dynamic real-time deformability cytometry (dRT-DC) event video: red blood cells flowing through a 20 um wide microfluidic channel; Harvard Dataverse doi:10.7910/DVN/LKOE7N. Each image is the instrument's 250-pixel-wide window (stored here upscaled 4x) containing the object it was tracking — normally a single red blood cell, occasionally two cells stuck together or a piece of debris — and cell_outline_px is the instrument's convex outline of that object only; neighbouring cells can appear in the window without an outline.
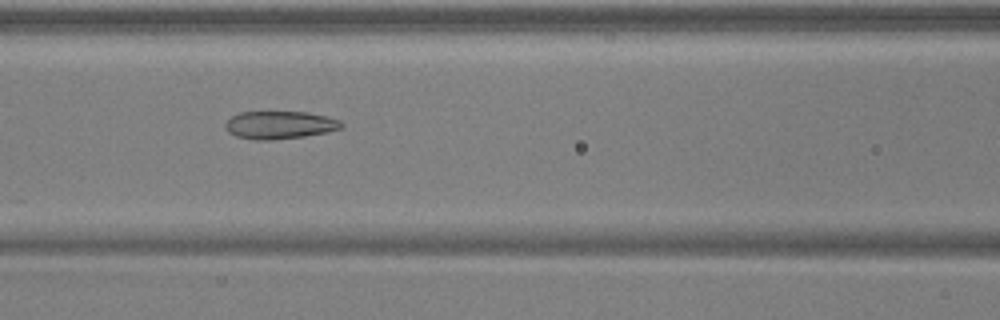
{"species": "common noctule bat (a hibernating species)", "species_latin": "Nyctalus noctula", "temperature_condition": "warm", "stored_images_in_passage": 36, "camera_frame_rate_fps": 3000, "um_per_image_px": 0.085, "animal": {"sex": "male", "body_mass_g": 17.9, "forearm_length_mm": 54.2}, "frame": {"image": 1, "passage_image": 7, "time_ms": 2.0, "image_size_px": [1000, 320], "cell_outline_px": [[344, 128], [328, 132], [304, 136], [272, 140], [256, 140], [236, 136], [228, 132], [224, 124], [232, 116], [240, 112], [308, 112], [340, 120], [344, 124]], "centroid_in_image_um": [23.8, 10.63], "position_along_channel_um": 142.8, "area_um2": 18.84}}
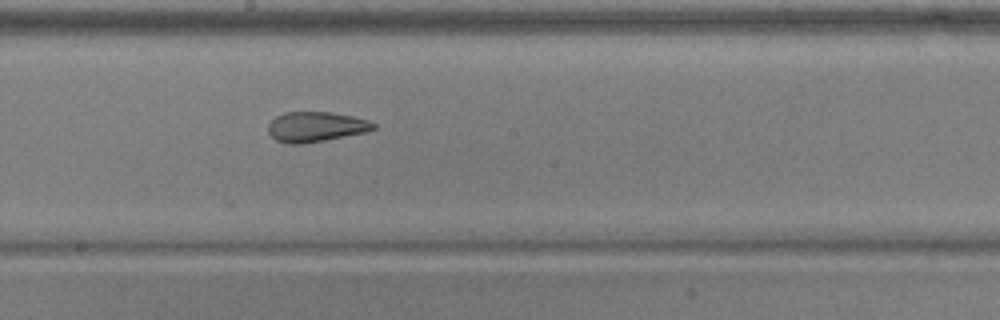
{"frame": {"image": 2, "passage_image": 13, "time_ms": 4.0, "image_size_px": [1000, 320], "cell_outline_px": [[376, 128], [368, 132], [304, 144], [284, 144], [276, 140], [268, 132], [268, 124], [276, 116], [284, 112], [328, 112], [352, 116], [368, 120], [376, 124]], "centroid_in_image_um": [26.84, 10.79], "position_along_channel_um": 221.4, "area_um2": 18.61}}
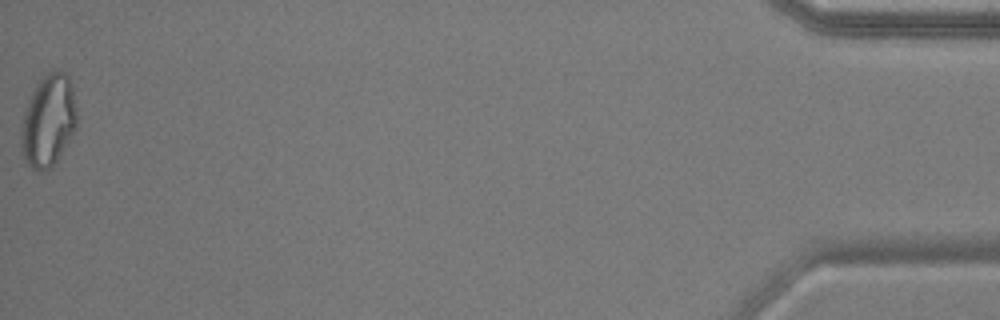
{"frame": {"image": 3, "passage_image": 36, "time_ms": 11.667, "image_size_px": [1000, 320], "cell_outline_px": [[76, 128], [56, 160], [44, 172], [40, 172], [32, 168], [28, 164], [20, 152], [20, 128], [24, 112], [32, 92], [36, 84], [52, 68], [56, 68], [64, 72], [68, 76], [72, 88], [76, 108]], "centroid_in_image_um": [4.08, 10.24], "position_along_channel_um": 431.1, "area_um2": 29.88}, "authors_computed_cell_mechanics": {"area_um2": 19.5364, "velocity_mm_per_s": 3.9306, "shape_relaxation_time_tau1_ms": null, "shape_relaxation_time_tau2_ms": 2.0622, "deformation_change_tau1": null, "deformation_change_tau2": 0.0981}}